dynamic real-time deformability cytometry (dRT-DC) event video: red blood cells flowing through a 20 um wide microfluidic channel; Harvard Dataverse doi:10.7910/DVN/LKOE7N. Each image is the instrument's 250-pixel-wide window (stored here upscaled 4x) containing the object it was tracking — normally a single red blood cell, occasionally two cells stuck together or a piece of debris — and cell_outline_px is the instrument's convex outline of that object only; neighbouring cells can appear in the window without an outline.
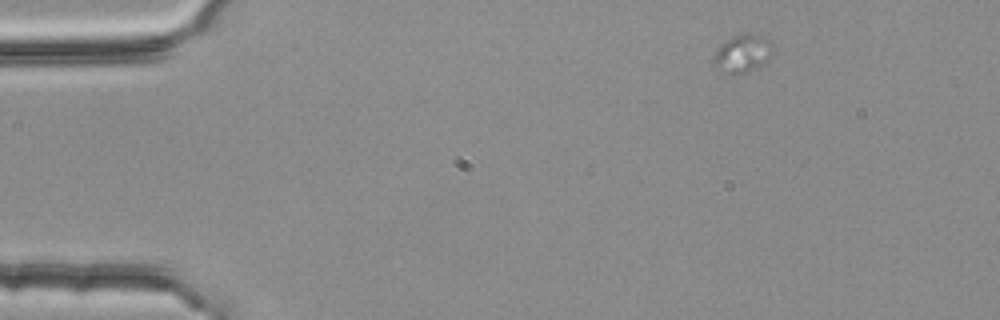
{"species": "common noctule bat (a hibernating species)", "species_latin": "Nyctalus noctula", "temperature_condition": "room temperature", "stored_images_in_passage": 15, "camera_frame_rate_fps": 3000, "um_per_image_px": 0.085, "animal": {"sex": "female", "body_mass_g": 25.1}, "frame": {"image": 1, "passage_image": 1, "time_ms": 0.0, "image_size_px": [1000, 320], "cell_outline_px": [[772, 48], [768, 60], [756, 68], [748, 72], [724, 72], [712, 68], [712, 56], [716, 48], [724, 40], [740, 32], [752, 32], [768, 36], [772, 40]], "centroid_in_image_um": [63.08, 4.47], "position_along_channel_um": 21.9, "area_um2": 13.7}}
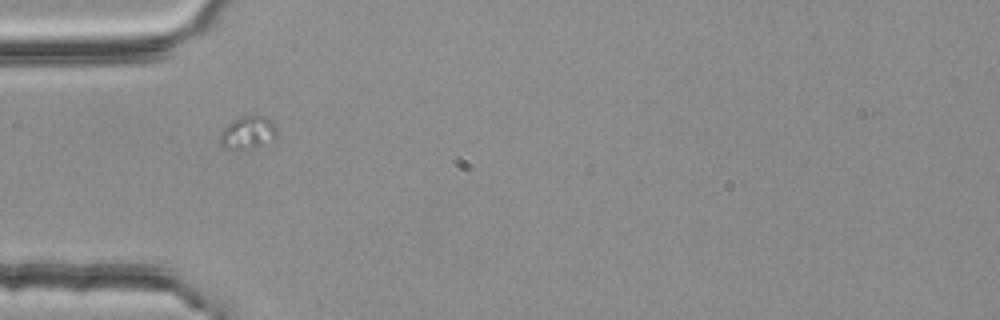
{"frame": {"image": 2, "passage_image": 11, "time_ms": 3.333, "image_size_px": [1000, 320], "cell_outline_px": [[276, 136], [252, 148], [224, 148], [220, 144], [220, 132], [232, 120], [240, 116], [264, 116], [276, 128]], "centroid_in_image_um": [21.0, 11.25], "position_along_channel_um": 64.0, "area_um2": 10.35}}